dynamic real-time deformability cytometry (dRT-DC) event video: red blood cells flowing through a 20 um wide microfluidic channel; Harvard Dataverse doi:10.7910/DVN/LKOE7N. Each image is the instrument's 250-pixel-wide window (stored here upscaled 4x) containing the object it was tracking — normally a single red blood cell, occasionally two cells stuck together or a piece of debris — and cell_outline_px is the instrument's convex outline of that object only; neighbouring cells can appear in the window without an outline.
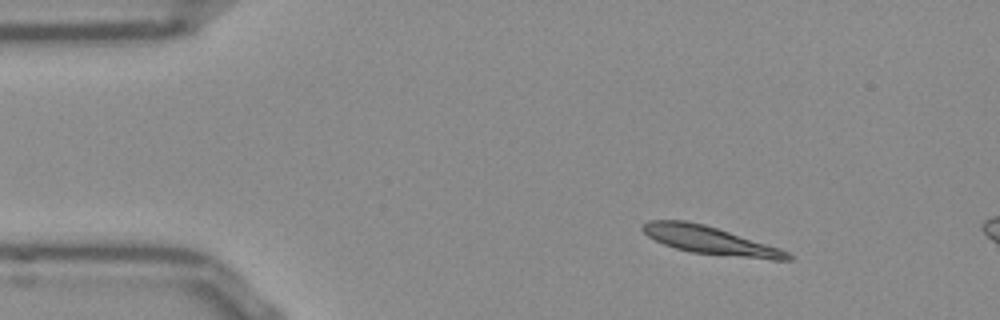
{"species": "Egyptian fruit bat (a non-hibernating species)", "species_latin": "Rousettus aegyptiacus", "temperature_condition": "room temperature", "stored_images_in_passage": 8, "camera_frame_rate_fps": 3000, "um_per_image_px": 0.085, "frame": {"image": 1, "passage_image": 1, "time_ms": 0.0, "image_size_px": [1000, 320], "cell_outline_px": [[792, 260], [772, 260], [692, 252], [676, 248], [664, 244], [648, 236], [640, 228], [648, 220], [684, 220], [704, 224], [780, 248], [788, 252], [792, 256]], "centroid_in_image_um": [60.36, 20.43], "position_along_channel_um": 24.6, "area_um2": 23.29}}